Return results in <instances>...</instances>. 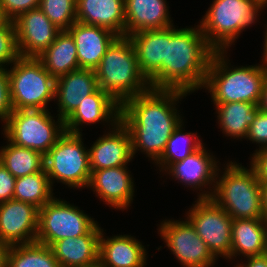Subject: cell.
Masks as SVG:
<instances>
[{
    "label": "cell",
    "instance_id": "c3c4849f",
    "mask_svg": "<svg viewBox=\"0 0 267 267\" xmlns=\"http://www.w3.org/2000/svg\"><path fill=\"white\" fill-rule=\"evenodd\" d=\"M90 267H102L101 264L98 262L97 264L90 266Z\"/></svg>",
    "mask_w": 267,
    "mask_h": 267
},
{
    "label": "cell",
    "instance_id": "60d3db41",
    "mask_svg": "<svg viewBox=\"0 0 267 267\" xmlns=\"http://www.w3.org/2000/svg\"><path fill=\"white\" fill-rule=\"evenodd\" d=\"M257 106L260 111L267 113V70L265 73L263 88H262L260 99H259Z\"/></svg>",
    "mask_w": 267,
    "mask_h": 267
},
{
    "label": "cell",
    "instance_id": "9c48e42d",
    "mask_svg": "<svg viewBox=\"0 0 267 267\" xmlns=\"http://www.w3.org/2000/svg\"><path fill=\"white\" fill-rule=\"evenodd\" d=\"M82 140V134L65 131L44 156V168L52 187L56 180L70 188H88L91 178L89 149Z\"/></svg>",
    "mask_w": 267,
    "mask_h": 267
},
{
    "label": "cell",
    "instance_id": "4dcf8cb0",
    "mask_svg": "<svg viewBox=\"0 0 267 267\" xmlns=\"http://www.w3.org/2000/svg\"><path fill=\"white\" fill-rule=\"evenodd\" d=\"M183 124L184 122H181L173 131L161 157L155 162V165L160 168V172L165 171L172 163L184 160L204 145L196 133H184Z\"/></svg>",
    "mask_w": 267,
    "mask_h": 267
},
{
    "label": "cell",
    "instance_id": "52a82bcc",
    "mask_svg": "<svg viewBox=\"0 0 267 267\" xmlns=\"http://www.w3.org/2000/svg\"><path fill=\"white\" fill-rule=\"evenodd\" d=\"M12 65L8 76L13 110H48L47 104L55 101L56 79L37 57L20 56Z\"/></svg>",
    "mask_w": 267,
    "mask_h": 267
},
{
    "label": "cell",
    "instance_id": "6da1fadb",
    "mask_svg": "<svg viewBox=\"0 0 267 267\" xmlns=\"http://www.w3.org/2000/svg\"><path fill=\"white\" fill-rule=\"evenodd\" d=\"M187 94L181 90L150 88L121 105L120 120L129 130L133 158L137 150L153 163L161 157L173 131L183 122L176 106Z\"/></svg>",
    "mask_w": 267,
    "mask_h": 267
},
{
    "label": "cell",
    "instance_id": "d6986e66",
    "mask_svg": "<svg viewBox=\"0 0 267 267\" xmlns=\"http://www.w3.org/2000/svg\"><path fill=\"white\" fill-rule=\"evenodd\" d=\"M121 105L99 87L86 96L77 109L64 121L66 132L82 134L80 126L106 122L113 127L120 121ZM81 131V132H80Z\"/></svg>",
    "mask_w": 267,
    "mask_h": 267
},
{
    "label": "cell",
    "instance_id": "f6af8a7d",
    "mask_svg": "<svg viewBox=\"0 0 267 267\" xmlns=\"http://www.w3.org/2000/svg\"><path fill=\"white\" fill-rule=\"evenodd\" d=\"M266 27H267V25H266ZM265 27V29H266V31H265V39H264V46H263V59H262V61L261 62H264V63H267V28Z\"/></svg>",
    "mask_w": 267,
    "mask_h": 267
},
{
    "label": "cell",
    "instance_id": "8fae6325",
    "mask_svg": "<svg viewBox=\"0 0 267 267\" xmlns=\"http://www.w3.org/2000/svg\"><path fill=\"white\" fill-rule=\"evenodd\" d=\"M186 218L211 251L213 256L231 261V216L212 198H197Z\"/></svg>",
    "mask_w": 267,
    "mask_h": 267
},
{
    "label": "cell",
    "instance_id": "484cf974",
    "mask_svg": "<svg viewBox=\"0 0 267 267\" xmlns=\"http://www.w3.org/2000/svg\"><path fill=\"white\" fill-rule=\"evenodd\" d=\"M265 236L264 219H233L231 259L238 255L248 257L267 253Z\"/></svg>",
    "mask_w": 267,
    "mask_h": 267
},
{
    "label": "cell",
    "instance_id": "ac0fdd59",
    "mask_svg": "<svg viewBox=\"0 0 267 267\" xmlns=\"http://www.w3.org/2000/svg\"><path fill=\"white\" fill-rule=\"evenodd\" d=\"M142 74L151 88L161 89V65L166 61V28L144 30L128 36Z\"/></svg>",
    "mask_w": 267,
    "mask_h": 267
},
{
    "label": "cell",
    "instance_id": "5b68a950",
    "mask_svg": "<svg viewBox=\"0 0 267 267\" xmlns=\"http://www.w3.org/2000/svg\"><path fill=\"white\" fill-rule=\"evenodd\" d=\"M228 161L223 169L217 170L212 199L232 219H264L261 200V183L255 170L242 164Z\"/></svg>",
    "mask_w": 267,
    "mask_h": 267
},
{
    "label": "cell",
    "instance_id": "4316f807",
    "mask_svg": "<svg viewBox=\"0 0 267 267\" xmlns=\"http://www.w3.org/2000/svg\"><path fill=\"white\" fill-rule=\"evenodd\" d=\"M37 58L55 79L79 69L77 47L67 30L60 31L54 42Z\"/></svg>",
    "mask_w": 267,
    "mask_h": 267
},
{
    "label": "cell",
    "instance_id": "f546056e",
    "mask_svg": "<svg viewBox=\"0 0 267 267\" xmlns=\"http://www.w3.org/2000/svg\"><path fill=\"white\" fill-rule=\"evenodd\" d=\"M53 194V187L45 168L34 174L16 178L13 199L41 209L54 198Z\"/></svg>",
    "mask_w": 267,
    "mask_h": 267
},
{
    "label": "cell",
    "instance_id": "ba28073f",
    "mask_svg": "<svg viewBox=\"0 0 267 267\" xmlns=\"http://www.w3.org/2000/svg\"><path fill=\"white\" fill-rule=\"evenodd\" d=\"M49 110H13L3 130L12 144L40 152L45 156L65 132L64 121L53 119Z\"/></svg>",
    "mask_w": 267,
    "mask_h": 267
},
{
    "label": "cell",
    "instance_id": "7dc6e473",
    "mask_svg": "<svg viewBox=\"0 0 267 267\" xmlns=\"http://www.w3.org/2000/svg\"><path fill=\"white\" fill-rule=\"evenodd\" d=\"M265 226H266V250H267V219H264Z\"/></svg>",
    "mask_w": 267,
    "mask_h": 267
},
{
    "label": "cell",
    "instance_id": "74e56055",
    "mask_svg": "<svg viewBox=\"0 0 267 267\" xmlns=\"http://www.w3.org/2000/svg\"><path fill=\"white\" fill-rule=\"evenodd\" d=\"M16 178L0 162V204L13 199Z\"/></svg>",
    "mask_w": 267,
    "mask_h": 267
},
{
    "label": "cell",
    "instance_id": "603a6c76",
    "mask_svg": "<svg viewBox=\"0 0 267 267\" xmlns=\"http://www.w3.org/2000/svg\"><path fill=\"white\" fill-rule=\"evenodd\" d=\"M101 227L97 224L86 235L58 240L50 248L61 267H90L99 262Z\"/></svg>",
    "mask_w": 267,
    "mask_h": 267
},
{
    "label": "cell",
    "instance_id": "e0dca14e",
    "mask_svg": "<svg viewBox=\"0 0 267 267\" xmlns=\"http://www.w3.org/2000/svg\"><path fill=\"white\" fill-rule=\"evenodd\" d=\"M127 166L91 171L88 187L101 201L115 209H127L134 197V181Z\"/></svg>",
    "mask_w": 267,
    "mask_h": 267
},
{
    "label": "cell",
    "instance_id": "cb8c5ba5",
    "mask_svg": "<svg viewBox=\"0 0 267 267\" xmlns=\"http://www.w3.org/2000/svg\"><path fill=\"white\" fill-rule=\"evenodd\" d=\"M166 0H124L125 36L173 26Z\"/></svg>",
    "mask_w": 267,
    "mask_h": 267
},
{
    "label": "cell",
    "instance_id": "d4e9b609",
    "mask_svg": "<svg viewBox=\"0 0 267 267\" xmlns=\"http://www.w3.org/2000/svg\"><path fill=\"white\" fill-rule=\"evenodd\" d=\"M76 20L125 36L124 0H76Z\"/></svg>",
    "mask_w": 267,
    "mask_h": 267
},
{
    "label": "cell",
    "instance_id": "44dd1931",
    "mask_svg": "<svg viewBox=\"0 0 267 267\" xmlns=\"http://www.w3.org/2000/svg\"><path fill=\"white\" fill-rule=\"evenodd\" d=\"M98 88L96 73L92 69H78L56 79L55 100L57 116L65 121L86 96Z\"/></svg>",
    "mask_w": 267,
    "mask_h": 267
},
{
    "label": "cell",
    "instance_id": "1f68e13d",
    "mask_svg": "<svg viewBox=\"0 0 267 267\" xmlns=\"http://www.w3.org/2000/svg\"><path fill=\"white\" fill-rule=\"evenodd\" d=\"M7 267H61L49 246L37 241L13 245Z\"/></svg>",
    "mask_w": 267,
    "mask_h": 267
},
{
    "label": "cell",
    "instance_id": "7402d4cb",
    "mask_svg": "<svg viewBox=\"0 0 267 267\" xmlns=\"http://www.w3.org/2000/svg\"><path fill=\"white\" fill-rule=\"evenodd\" d=\"M103 229L99 238V263L102 267H144L147 250L142 242L131 235L105 238Z\"/></svg>",
    "mask_w": 267,
    "mask_h": 267
},
{
    "label": "cell",
    "instance_id": "8d00e7d4",
    "mask_svg": "<svg viewBox=\"0 0 267 267\" xmlns=\"http://www.w3.org/2000/svg\"><path fill=\"white\" fill-rule=\"evenodd\" d=\"M7 16L13 21L20 14L39 7L40 0H0Z\"/></svg>",
    "mask_w": 267,
    "mask_h": 267
},
{
    "label": "cell",
    "instance_id": "bcb514c9",
    "mask_svg": "<svg viewBox=\"0 0 267 267\" xmlns=\"http://www.w3.org/2000/svg\"><path fill=\"white\" fill-rule=\"evenodd\" d=\"M263 7H267V0H257Z\"/></svg>",
    "mask_w": 267,
    "mask_h": 267
},
{
    "label": "cell",
    "instance_id": "5bb4252c",
    "mask_svg": "<svg viewBox=\"0 0 267 267\" xmlns=\"http://www.w3.org/2000/svg\"><path fill=\"white\" fill-rule=\"evenodd\" d=\"M19 55L38 57L61 31L38 7L20 14L13 20Z\"/></svg>",
    "mask_w": 267,
    "mask_h": 267
},
{
    "label": "cell",
    "instance_id": "ee69618b",
    "mask_svg": "<svg viewBox=\"0 0 267 267\" xmlns=\"http://www.w3.org/2000/svg\"><path fill=\"white\" fill-rule=\"evenodd\" d=\"M12 20L7 16L0 2V27L7 26Z\"/></svg>",
    "mask_w": 267,
    "mask_h": 267
},
{
    "label": "cell",
    "instance_id": "7c38bea8",
    "mask_svg": "<svg viewBox=\"0 0 267 267\" xmlns=\"http://www.w3.org/2000/svg\"><path fill=\"white\" fill-rule=\"evenodd\" d=\"M158 228L165 247L183 267H214L216 264L217 259L187 218L184 221L166 219Z\"/></svg>",
    "mask_w": 267,
    "mask_h": 267
},
{
    "label": "cell",
    "instance_id": "e575fe53",
    "mask_svg": "<svg viewBox=\"0 0 267 267\" xmlns=\"http://www.w3.org/2000/svg\"><path fill=\"white\" fill-rule=\"evenodd\" d=\"M245 139L259 144L256 150L267 148V113L257 112Z\"/></svg>",
    "mask_w": 267,
    "mask_h": 267
},
{
    "label": "cell",
    "instance_id": "30bf717a",
    "mask_svg": "<svg viewBox=\"0 0 267 267\" xmlns=\"http://www.w3.org/2000/svg\"><path fill=\"white\" fill-rule=\"evenodd\" d=\"M97 224L74 204L54 197L39 209L36 241L50 247L58 240L86 235Z\"/></svg>",
    "mask_w": 267,
    "mask_h": 267
},
{
    "label": "cell",
    "instance_id": "8992f818",
    "mask_svg": "<svg viewBox=\"0 0 267 267\" xmlns=\"http://www.w3.org/2000/svg\"><path fill=\"white\" fill-rule=\"evenodd\" d=\"M263 9L257 0H213L199 23L201 31L215 51H226Z\"/></svg>",
    "mask_w": 267,
    "mask_h": 267
},
{
    "label": "cell",
    "instance_id": "83f0119b",
    "mask_svg": "<svg viewBox=\"0 0 267 267\" xmlns=\"http://www.w3.org/2000/svg\"><path fill=\"white\" fill-rule=\"evenodd\" d=\"M214 105L222 133L234 139L246 138L249 126L259 111L258 106L249 102H227Z\"/></svg>",
    "mask_w": 267,
    "mask_h": 267
},
{
    "label": "cell",
    "instance_id": "d590c367",
    "mask_svg": "<svg viewBox=\"0 0 267 267\" xmlns=\"http://www.w3.org/2000/svg\"><path fill=\"white\" fill-rule=\"evenodd\" d=\"M12 112L8 70L0 67V120L5 123Z\"/></svg>",
    "mask_w": 267,
    "mask_h": 267
},
{
    "label": "cell",
    "instance_id": "4fadbf2b",
    "mask_svg": "<svg viewBox=\"0 0 267 267\" xmlns=\"http://www.w3.org/2000/svg\"><path fill=\"white\" fill-rule=\"evenodd\" d=\"M204 146L184 160L172 163L164 172H168L172 178L178 180L182 185L185 184V187L189 186L202 191L198 193V198H211L215 188L217 170L220 166L217 164L219 161H216L215 156ZM202 188H208V190L204 189L203 191Z\"/></svg>",
    "mask_w": 267,
    "mask_h": 267
},
{
    "label": "cell",
    "instance_id": "ab89813d",
    "mask_svg": "<svg viewBox=\"0 0 267 267\" xmlns=\"http://www.w3.org/2000/svg\"><path fill=\"white\" fill-rule=\"evenodd\" d=\"M244 259H247L246 263L240 261L241 263H237L238 267H267V253L248 256Z\"/></svg>",
    "mask_w": 267,
    "mask_h": 267
},
{
    "label": "cell",
    "instance_id": "836d02e7",
    "mask_svg": "<svg viewBox=\"0 0 267 267\" xmlns=\"http://www.w3.org/2000/svg\"><path fill=\"white\" fill-rule=\"evenodd\" d=\"M19 57L16 29L11 21L7 26L0 27V67L12 66Z\"/></svg>",
    "mask_w": 267,
    "mask_h": 267
},
{
    "label": "cell",
    "instance_id": "3957f363",
    "mask_svg": "<svg viewBox=\"0 0 267 267\" xmlns=\"http://www.w3.org/2000/svg\"><path fill=\"white\" fill-rule=\"evenodd\" d=\"M227 51H215L211 57L203 88L213 104L249 102L258 104L267 63L251 66H229Z\"/></svg>",
    "mask_w": 267,
    "mask_h": 267
},
{
    "label": "cell",
    "instance_id": "7bdbcfd3",
    "mask_svg": "<svg viewBox=\"0 0 267 267\" xmlns=\"http://www.w3.org/2000/svg\"><path fill=\"white\" fill-rule=\"evenodd\" d=\"M260 183L263 218L267 219V181H260Z\"/></svg>",
    "mask_w": 267,
    "mask_h": 267
},
{
    "label": "cell",
    "instance_id": "277c9868",
    "mask_svg": "<svg viewBox=\"0 0 267 267\" xmlns=\"http://www.w3.org/2000/svg\"><path fill=\"white\" fill-rule=\"evenodd\" d=\"M98 87L122 105L151 88L140 71L137 55L128 36H118L94 70Z\"/></svg>",
    "mask_w": 267,
    "mask_h": 267
},
{
    "label": "cell",
    "instance_id": "d6a6232c",
    "mask_svg": "<svg viewBox=\"0 0 267 267\" xmlns=\"http://www.w3.org/2000/svg\"><path fill=\"white\" fill-rule=\"evenodd\" d=\"M39 8L61 31L77 21L76 0H40Z\"/></svg>",
    "mask_w": 267,
    "mask_h": 267
},
{
    "label": "cell",
    "instance_id": "f35d334b",
    "mask_svg": "<svg viewBox=\"0 0 267 267\" xmlns=\"http://www.w3.org/2000/svg\"><path fill=\"white\" fill-rule=\"evenodd\" d=\"M259 181H267V148L255 150L250 159Z\"/></svg>",
    "mask_w": 267,
    "mask_h": 267
},
{
    "label": "cell",
    "instance_id": "ffe728a7",
    "mask_svg": "<svg viewBox=\"0 0 267 267\" xmlns=\"http://www.w3.org/2000/svg\"><path fill=\"white\" fill-rule=\"evenodd\" d=\"M77 47L79 69L95 70L108 47L118 37L112 31L76 21L67 30Z\"/></svg>",
    "mask_w": 267,
    "mask_h": 267
},
{
    "label": "cell",
    "instance_id": "7a4b0ae2",
    "mask_svg": "<svg viewBox=\"0 0 267 267\" xmlns=\"http://www.w3.org/2000/svg\"><path fill=\"white\" fill-rule=\"evenodd\" d=\"M215 50L207 43L200 25L166 28V61L161 65V89L193 93L202 89Z\"/></svg>",
    "mask_w": 267,
    "mask_h": 267
},
{
    "label": "cell",
    "instance_id": "b9f144b4",
    "mask_svg": "<svg viewBox=\"0 0 267 267\" xmlns=\"http://www.w3.org/2000/svg\"><path fill=\"white\" fill-rule=\"evenodd\" d=\"M10 245L0 241V267H7Z\"/></svg>",
    "mask_w": 267,
    "mask_h": 267
},
{
    "label": "cell",
    "instance_id": "9a60e30c",
    "mask_svg": "<svg viewBox=\"0 0 267 267\" xmlns=\"http://www.w3.org/2000/svg\"><path fill=\"white\" fill-rule=\"evenodd\" d=\"M39 209L16 199L0 204V241L13 246L36 241Z\"/></svg>",
    "mask_w": 267,
    "mask_h": 267
},
{
    "label": "cell",
    "instance_id": "2e32d148",
    "mask_svg": "<svg viewBox=\"0 0 267 267\" xmlns=\"http://www.w3.org/2000/svg\"><path fill=\"white\" fill-rule=\"evenodd\" d=\"M109 129L110 132L99 137L89 149L91 171L126 166L133 159L127 127L120 120Z\"/></svg>",
    "mask_w": 267,
    "mask_h": 267
},
{
    "label": "cell",
    "instance_id": "f1b7e54d",
    "mask_svg": "<svg viewBox=\"0 0 267 267\" xmlns=\"http://www.w3.org/2000/svg\"><path fill=\"white\" fill-rule=\"evenodd\" d=\"M5 140L7 145L0 149V162L15 178L44 169V156L40 152L14 145L7 138Z\"/></svg>",
    "mask_w": 267,
    "mask_h": 267
}]
</instances>
